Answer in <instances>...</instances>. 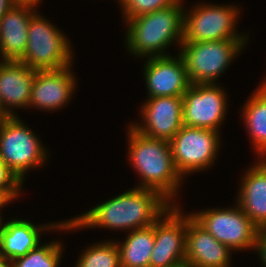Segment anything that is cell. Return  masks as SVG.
I'll use <instances>...</instances> for the list:
<instances>
[{
  "instance_id": "cell-33",
  "label": "cell",
  "mask_w": 266,
  "mask_h": 267,
  "mask_svg": "<svg viewBox=\"0 0 266 267\" xmlns=\"http://www.w3.org/2000/svg\"><path fill=\"white\" fill-rule=\"evenodd\" d=\"M265 88H266V77L263 79L262 82H260Z\"/></svg>"
},
{
  "instance_id": "cell-13",
  "label": "cell",
  "mask_w": 266,
  "mask_h": 267,
  "mask_svg": "<svg viewBox=\"0 0 266 267\" xmlns=\"http://www.w3.org/2000/svg\"><path fill=\"white\" fill-rule=\"evenodd\" d=\"M143 75L148 98L183 96L191 85L184 61L179 54L177 57H148Z\"/></svg>"
},
{
  "instance_id": "cell-14",
  "label": "cell",
  "mask_w": 266,
  "mask_h": 267,
  "mask_svg": "<svg viewBox=\"0 0 266 267\" xmlns=\"http://www.w3.org/2000/svg\"><path fill=\"white\" fill-rule=\"evenodd\" d=\"M71 67L36 71L28 108L58 111L70 103L77 87L76 76Z\"/></svg>"
},
{
  "instance_id": "cell-28",
  "label": "cell",
  "mask_w": 266,
  "mask_h": 267,
  "mask_svg": "<svg viewBox=\"0 0 266 267\" xmlns=\"http://www.w3.org/2000/svg\"><path fill=\"white\" fill-rule=\"evenodd\" d=\"M14 4V0H0V18Z\"/></svg>"
},
{
  "instance_id": "cell-7",
  "label": "cell",
  "mask_w": 266,
  "mask_h": 267,
  "mask_svg": "<svg viewBox=\"0 0 266 267\" xmlns=\"http://www.w3.org/2000/svg\"><path fill=\"white\" fill-rule=\"evenodd\" d=\"M248 40H217L182 43V57L191 84H216Z\"/></svg>"
},
{
  "instance_id": "cell-12",
  "label": "cell",
  "mask_w": 266,
  "mask_h": 267,
  "mask_svg": "<svg viewBox=\"0 0 266 267\" xmlns=\"http://www.w3.org/2000/svg\"><path fill=\"white\" fill-rule=\"evenodd\" d=\"M147 99L140 108L141 122L130 125L145 137L170 141L183 126V96Z\"/></svg>"
},
{
  "instance_id": "cell-32",
  "label": "cell",
  "mask_w": 266,
  "mask_h": 267,
  "mask_svg": "<svg viewBox=\"0 0 266 267\" xmlns=\"http://www.w3.org/2000/svg\"><path fill=\"white\" fill-rule=\"evenodd\" d=\"M3 216H2V214H1V210H0V234L4 231V229H5V225H6V223H4V222H7V221H4L3 219L4 218H2ZM3 221V222H2Z\"/></svg>"
},
{
  "instance_id": "cell-17",
  "label": "cell",
  "mask_w": 266,
  "mask_h": 267,
  "mask_svg": "<svg viewBox=\"0 0 266 267\" xmlns=\"http://www.w3.org/2000/svg\"><path fill=\"white\" fill-rule=\"evenodd\" d=\"M35 6L14 3L0 18L1 61H19L26 50L28 26Z\"/></svg>"
},
{
  "instance_id": "cell-21",
  "label": "cell",
  "mask_w": 266,
  "mask_h": 267,
  "mask_svg": "<svg viewBox=\"0 0 266 267\" xmlns=\"http://www.w3.org/2000/svg\"><path fill=\"white\" fill-rule=\"evenodd\" d=\"M127 234L123 242L116 241L121 267H149L155 242L154 224Z\"/></svg>"
},
{
  "instance_id": "cell-29",
  "label": "cell",
  "mask_w": 266,
  "mask_h": 267,
  "mask_svg": "<svg viewBox=\"0 0 266 267\" xmlns=\"http://www.w3.org/2000/svg\"><path fill=\"white\" fill-rule=\"evenodd\" d=\"M41 2L42 0H14V3L26 4V5H31L35 7H38L37 5H39Z\"/></svg>"
},
{
  "instance_id": "cell-24",
  "label": "cell",
  "mask_w": 266,
  "mask_h": 267,
  "mask_svg": "<svg viewBox=\"0 0 266 267\" xmlns=\"http://www.w3.org/2000/svg\"><path fill=\"white\" fill-rule=\"evenodd\" d=\"M178 0H118L125 21L168 7Z\"/></svg>"
},
{
  "instance_id": "cell-2",
  "label": "cell",
  "mask_w": 266,
  "mask_h": 267,
  "mask_svg": "<svg viewBox=\"0 0 266 267\" xmlns=\"http://www.w3.org/2000/svg\"><path fill=\"white\" fill-rule=\"evenodd\" d=\"M126 135L127 158L141 180L136 187L157 191L176 205V193L181 190L183 178L174 165L170 142L145 137L130 124Z\"/></svg>"
},
{
  "instance_id": "cell-23",
  "label": "cell",
  "mask_w": 266,
  "mask_h": 267,
  "mask_svg": "<svg viewBox=\"0 0 266 267\" xmlns=\"http://www.w3.org/2000/svg\"><path fill=\"white\" fill-rule=\"evenodd\" d=\"M77 261L74 267H121L116 241L111 239L87 247Z\"/></svg>"
},
{
  "instance_id": "cell-9",
  "label": "cell",
  "mask_w": 266,
  "mask_h": 267,
  "mask_svg": "<svg viewBox=\"0 0 266 267\" xmlns=\"http://www.w3.org/2000/svg\"><path fill=\"white\" fill-rule=\"evenodd\" d=\"M191 215L217 241L232 251L255 250L259 228L236 202L233 207L206 208Z\"/></svg>"
},
{
  "instance_id": "cell-25",
  "label": "cell",
  "mask_w": 266,
  "mask_h": 267,
  "mask_svg": "<svg viewBox=\"0 0 266 267\" xmlns=\"http://www.w3.org/2000/svg\"><path fill=\"white\" fill-rule=\"evenodd\" d=\"M23 183L5 165L0 156V188L1 189H22Z\"/></svg>"
},
{
  "instance_id": "cell-3",
  "label": "cell",
  "mask_w": 266,
  "mask_h": 267,
  "mask_svg": "<svg viewBox=\"0 0 266 267\" xmlns=\"http://www.w3.org/2000/svg\"><path fill=\"white\" fill-rule=\"evenodd\" d=\"M184 0L158 9L152 13L124 21L128 28L125 32V47L136 57L169 56L165 53L171 44H182Z\"/></svg>"
},
{
  "instance_id": "cell-18",
  "label": "cell",
  "mask_w": 266,
  "mask_h": 267,
  "mask_svg": "<svg viewBox=\"0 0 266 267\" xmlns=\"http://www.w3.org/2000/svg\"><path fill=\"white\" fill-rule=\"evenodd\" d=\"M36 71L19 61H0V98L9 116H17L18 108L28 109Z\"/></svg>"
},
{
  "instance_id": "cell-8",
  "label": "cell",
  "mask_w": 266,
  "mask_h": 267,
  "mask_svg": "<svg viewBox=\"0 0 266 267\" xmlns=\"http://www.w3.org/2000/svg\"><path fill=\"white\" fill-rule=\"evenodd\" d=\"M221 133L203 128L182 126L169 141L173 162L182 178L205 171L219 154Z\"/></svg>"
},
{
  "instance_id": "cell-26",
  "label": "cell",
  "mask_w": 266,
  "mask_h": 267,
  "mask_svg": "<svg viewBox=\"0 0 266 267\" xmlns=\"http://www.w3.org/2000/svg\"><path fill=\"white\" fill-rule=\"evenodd\" d=\"M255 250L257 251L256 253L259 256L258 258L262 266L266 267V227L258 230Z\"/></svg>"
},
{
  "instance_id": "cell-4",
  "label": "cell",
  "mask_w": 266,
  "mask_h": 267,
  "mask_svg": "<svg viewBox=\"0 0 266 267\" xmlns=\"http://www.w3.org/2000/svg\"><path fill=\"white\" fill-rule=\"evenodd\" d=\"M37 10L28 26V41L19 62L31 69L56 70L73 65L70 40Z\"/></svg>"
},
{
  "instance_id": "cell-27",
  "label": "cell",
  "mask_w": 266,
  "mask_h": 267,
  "mask_svg": "<svg viewBox=\"0 0 266 267\" xmlns=\"http://www.w3.org/2000/svg\"><path fill=\"white\" fill-rule=\"evenodd\" d=\"M21 192H22V189H1L0 188V209H3L4 206H7V204H10L15 199L17 200Z\"/></svg>"
},
{
  "instance_id": "cell-20",
  "label": "cell",
  "mask_w": 266,
  "mask_h": 267,
  "mask_svg": "<svg viewBox=\"0 0 266 267\" xmlns=\"http://www.w3.org/2000/svg\"><path fill=\"white\" fill-rule=\"evenodd\" d=\"M240 110L254 152L266 158V88L261 83Z\"/></svg>"
},
{
  "instance_id": "cell-1",
  "label": "cell",
  "mask_w": 266,
  "mask_h": 267,
  "mask_svg": "<svg viewBox=\"0 0 266 267\" xmlns=\"http://www.w3.org/2000/svg\"><path fill=\"white\" fill-rule=\"evenodd\" d=\"M172 204L160 193L135 187L67 219V231L108 228L129 232L153 225Z\"/></svg>"
},
{
  "instance_id": "cell-22",
  "label": "cell",
  "mask_w": 266,
  "mask_h": 267,
  "mask_svg": "<svg viewBox=\"0 0 266 267\" xmlns=\"http://www.w3.org/2000/svg\"><path fill=\"white\" fill-rule=\"evenodd\" d=\"M50 242L38 244L24 256L15 258L12 267H59L64 251L63 243L57 240Z\"/></svg>"
},
{
  "instance_id": "cell-5",
  "label": "cell",
  "mask_w": 266,
  "mask_h": 267,
  "mask_svg": "<svg viewBox=\"0 0 266 267\" xmlns=\"http://www.w3.org/2000/svg\"><path fill=\"white\" fill-rule=\"evenodd\" d=\"M23 122L19 116L0 121V156L22 183L26 173L44 165L49 156L39 136Z\"/></svg>"
},
{
  "instance_id": "cell-11",
  "label": "cell",
  "mask_w": 266,
  "mask_h": 267,
  "mask_svg": "<svg viewBox=\"0 0 266 267\" xmlns=\"http://www.w3.org/2000/svg\"><path fill=\"white\" fill-rule=\"evenodd\" d=\"M179 206L171 205L154 223L155 242L149 267L185 264L187 215Z\"/></svg>"
},
{
  "instance_id": "cell-15",
  "label": "cell",
  "mask_w": 266,
  "mask_h": 267,
  "mask_svg": "<svg viewBox=\"0 0 266 267\" xmlns=\"http://www.w3.org/2000/svg\"><path fill=\"white\" fill-rule=\"evenodd\" d=\"M232 250L217 241L189 213L187 214V267H231Z\"/></svg>"
},
{
  "instance_id": "cell-10",
  "label": "cell",
  "mask_w": 266,
  "mask_h": 267,
  "mask_svg": "<svg viewBox=\"0 0 266 267\" xmlns=\"http://www.w3.org/2000/svg\"><path fill=\"white\" fill-rule=\"evenodd\" d=\"M227 92L217 84H191L183 95V125L220 131L226 118Z\"/></svg>"
},
{
  "instance_id": "cell-6",
  "label": "cell",
  "mask_w": 266,
  "mask_h": 267,
  "mask_svg": "<svg viewBox=\"0 0 266 267\" xmlns=\"http://www.w3.org/2000/svg\"><path fill=\"white\" fill-rule=\"evenodd\" d=\"M196 4L188 11L184 10L182 43L248 40V34L236 29L241 8L233 4Z\"/></svg>"
},
{
  "instance_id": "cell-30",
  "label": "cell",
  "mask_w": 266,
  "mask_h": 267,
  "mask_svg": "<svg viewBox=\"0 0 266 267\" xmlns=\"http://www.w3.org/2000/svg\"><path fill=\"white\" fill-rule=\"evenodd\" d=\"M0 267H12V260L0 254Z\"/></svg>"
},
{
  "instance_id": "cell-19",
  "label": "cell",
  "mask_w": 266,
  "mask_h": 267,
  "mask_svg": "<svg viewBox=\"0 0 266 267\" xmlns=\"http://www.w3.org/2000/svg\"><path fill=\"white\" fill-rule=\"evenodd\" d=\"M244 171L235 202L260 229L266 227V158Z\"/></svg>"
},
{
  "instance_id": "cell-34",
  "label": "cell",
  "mask_w": 266,
  "mask_h": 267,
  "mask_svg": "<svg viewBox=\"0 0 266 267\" xmlns=\"http://www.w3.org/2000/svg\"><path fill=\"white\" fill-rule=\"evenodd\" d=\"M176 267H187L185 264H182V265H179V266H176Z\"/></svg>"
},
{
  "instance_id": "cell-16",
  "label": "cell",
  "mask_w": 266,
  "mask_h": 267,
  "mask_svg": "<svg viewBox=\"0 0 266 267\" xmlns=\"http://www.w3.org/2000/svg\"><path fill=\"white\" fill-rule=\"evenodd\" d=\"M50 230L51 232L56 230L67 232V220L35 225L27 219H9L4 231L0 234V254L10 260L24 256L38 244H41V233Z\"/></svg>"
},
{
  "instance_id": "cell-31",
  "label": "cell",
  "mask_w": 266,
  "mask_h": 267,
  "mask_svg": "<svg viewBox=\"0 0 266 267\" xmlns=\"http://www.w3.org/2000/svg\"><path fill=\"white\" fill-rule=\"evenodd\" d=\"M6 117H9V115L3 110L2 101L0 98V121Z\"/></svg>"
}]
</instances>
